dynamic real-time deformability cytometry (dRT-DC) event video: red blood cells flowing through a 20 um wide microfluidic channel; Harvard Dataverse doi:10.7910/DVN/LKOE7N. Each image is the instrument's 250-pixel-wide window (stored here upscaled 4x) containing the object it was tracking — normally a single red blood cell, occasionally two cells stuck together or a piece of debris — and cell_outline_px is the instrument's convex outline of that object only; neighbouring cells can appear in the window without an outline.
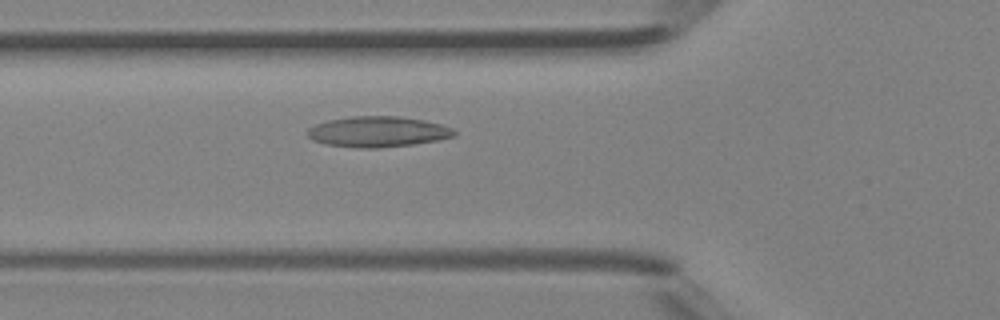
{"species": "Egyptian fruit bat (a non-hibernating species)", "species_latin": "Rousettus aegyptiacus", "temperature_condition": "room temperature", "stored_images_in_passage": 44, "camera_frame_rate_fps": 3000, "um_per_image_px": 0.085, "animal": {"sex": "female"}, "frame": {"image": 1, "passage_image": 14, "time_ms": 4.333, "image_size_px": [1000, 320], "cell_outline_px": [[456, 136], [436, 140], [412, 144], [380, 148], [356, 148], [324, 144], [312, 140], [308, 136], [308, 128], [316, 124], [328, 120], [352, 116], [400, 116], [424, 120], [440, 124], [452, 128], [456, 132]], "centroid_in_image_um": [32.1, 11.2], "position_along_channel_um": 93.7, "area_um2": 26.24}}
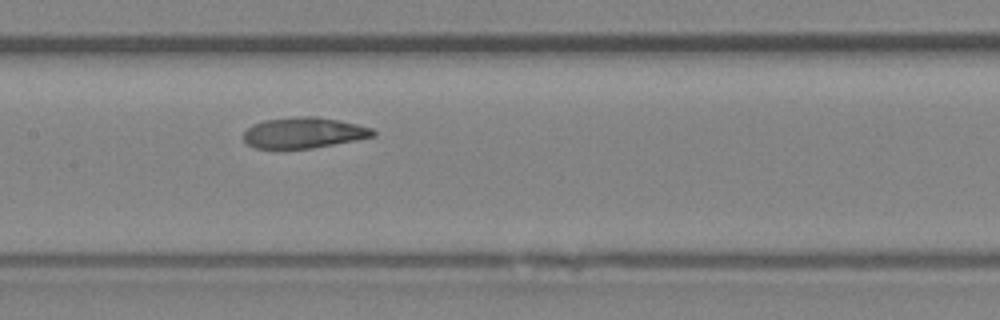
{"frame": {"image": 2, "passage_image": 20, "time_ms": 6.333, "image_size_px": [1000, 320], "cell_outline_px": [[376, 136], [356, 140], [312, 148], [256, 148], [248, 144], [244, 140], [244, 132], [252, 124], [264, 120], [300, 116], [312, 116], [340, 120], [372, 128], [376, 132]], "centroid_in_image_um": [25.84, 11.28], "position_along_channel_um": 181.6, "area_um2": 23.12}}
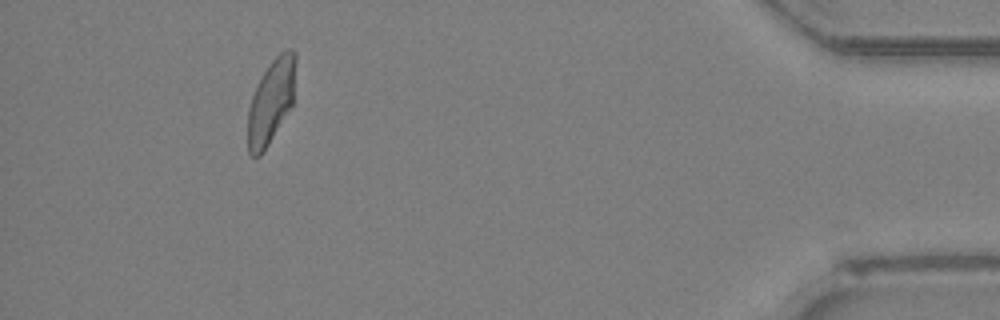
{"frame": {"image": 3, "passage_image": 40, "time_ms": 13.0, "image_size_px": [1000, 320], "cell_outline_px": [[296, 60], [292, 104], [264, 152], [260, 156], [252, 156], [248, 152], [248, 108], [256, 84], [268, 64], [280, 52], [288, 48], [292, 48], [296, 52]], "centroid_in_image_um": [23.03, 8.59], "position_along_channel_um": 412.2, "area_um2": 23.47}, "authors_computed_cell_mechanics": {"area_um2": 24.0737, "velocity_mm_per_s": 4.4147, "shape_relaxation_time_tau1_ms": 6.2134, "shape_relaxation_time_tau2_ms": 1.8978, "deformation_change_tau1": 0.1563, "deformation_change_tau2": 0.0802}}